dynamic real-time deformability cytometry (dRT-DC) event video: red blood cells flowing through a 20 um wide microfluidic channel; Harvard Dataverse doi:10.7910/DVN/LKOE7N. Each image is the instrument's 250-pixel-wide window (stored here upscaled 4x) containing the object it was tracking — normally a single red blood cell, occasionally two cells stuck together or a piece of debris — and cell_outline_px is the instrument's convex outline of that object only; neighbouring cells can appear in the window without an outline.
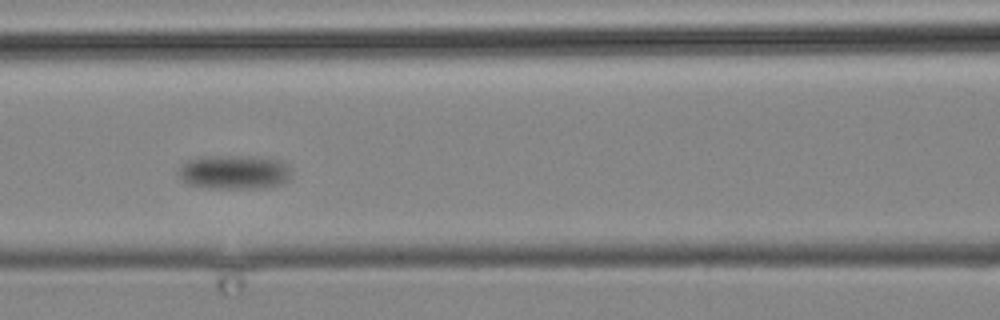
{"species": "common noctule bat (a hibernating species)", "species_latin": "Nyctalus noctula", "temperature_condition": "cold", "stored_images_in_passage": 20, "camera_frame_rate_fps": 3000, "um_per_image_px": 0.085, "animal": {"sex": "male", "body_mass_g": 19.2, "forearm_length_mm": 51.8}, "frame": {"image": 1, "passage_image": 6, "time_ms": 5.667, "image_size_px": [1000, 320], "cell_outline_px": [[288, 180], [280, 184], [264, 188], [212, 188], [188, 184], [180, 180], [176, 176], [180, 168], [188, 160], [200, 156], [252, 156], [284, 160], [288, 164]], "centroid_in_image_um": [19.88, 14.62], "position_along_channel_um": 146.7, "area_um2": 22.6}}
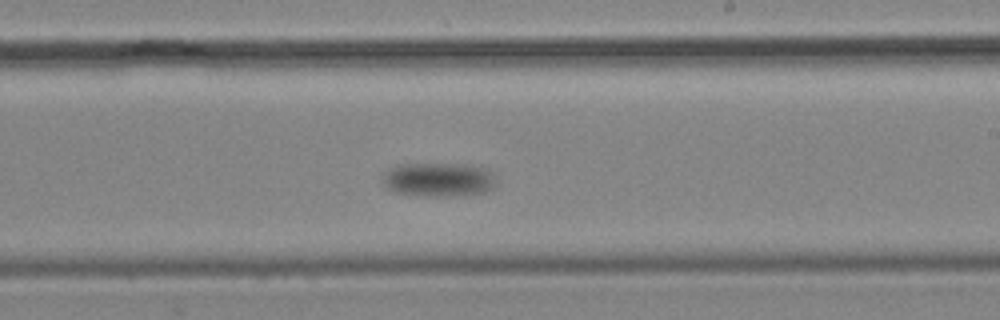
{"frame": {"image": 2, "passage_image": 10, "time_ms": 10.333, "image_size_px": [1000, 320], "cell_outline_px": [[496, 184], [492, 188], [484, 192], [444, 196], [424, 196], [396, 192], [388, 188], [384, 184], [384, 172], [388, 168], [400, 164], [468, 164], [484, 168], [488, 172]], "centroid_in_image_um": [37.22, 15.25], "position_along_channel_um": 251.8, "area_um2": 22.08}}
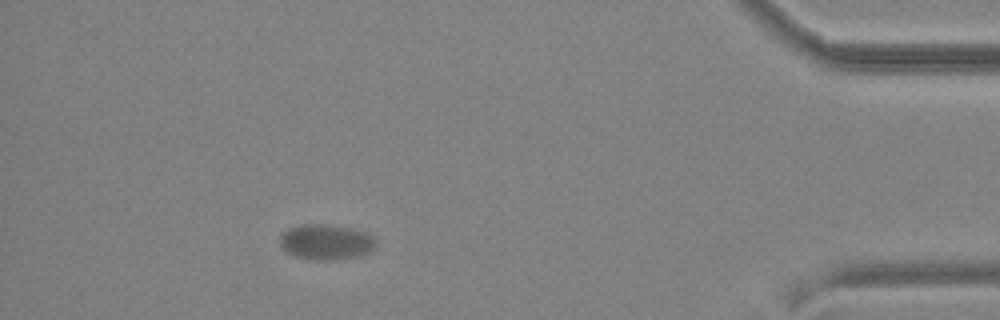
{"frame": {"image": 3, "passage_image": 18, "time_ms": 19.667, "image_size_px": [1000, 320], "cell_outline_px": [[376, 244], [368, 252], [360, 256], [328, 260], [312, 260], [296, 256], [288, 252], [280, 244], [280, 236], [288, 228], [300, 224], [328, 224], [352, 228], [368, 232], [376, 240]], "centroid_in_image_um": [27.73, 20.55], "position_along_channel_um": 407.5, "area_um2": 19.83}}